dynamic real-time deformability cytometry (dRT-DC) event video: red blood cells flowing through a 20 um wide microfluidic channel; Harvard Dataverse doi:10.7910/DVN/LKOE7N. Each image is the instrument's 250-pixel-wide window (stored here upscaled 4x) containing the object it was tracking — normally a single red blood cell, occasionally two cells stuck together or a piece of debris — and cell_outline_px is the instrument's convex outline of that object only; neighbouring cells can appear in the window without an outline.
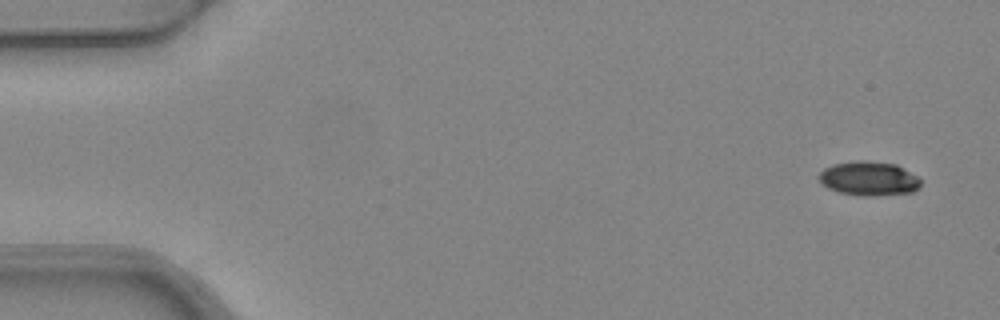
{"species": "common noctule bat (a hibernating species)", "species_latin": "Nyctalus noctula", "temperature_condition": "warm", "stored_images_in_passage": 5, "camera_frame_rate_fps": 3000, "um_per_image_px": 0.085, "animal": {"sex": "female", "body_mass_g": 24.6, "forearm_length_mm": 56.2}, "frame": {"image": 1, "passage_image": 1, "time_ms": 0.0, "image_size_px": [1000, 320], "cell_outline_px": [[920, 184], [912, 192], [868, 196], [864, 196], [840, 192], [828, 188], [816, 176], [824, 168], [836, 164], [864, 160], [896, 164], [916, 176], [920, 180]], "centroid_in_image_um": [73.83, 15.17], "position_along_channel_um": 11.2, "area_um2": 19.83}}
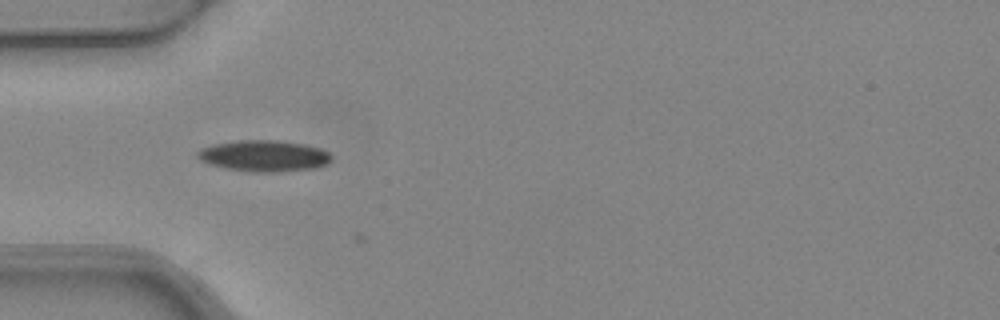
{"frame": {"image": 2, "passage_image": 4, "time_ms": 1.0, "image_size_px": [1000, 320], "cell_outline_px": [[332, 160], [328, 164], [316, 168], [280, 172], [252, 172], [228, 168], [208, 164], [200, 160], [196, 156], [196, 152], [200, 148], [212, 144], [240, 140], [276, 140], [304, 144], [320, 148], [328, 152], [332, 156]], "centroid_in_image_um": [22.44, 13.25], "position_along_channel_um": 62.6, "area_um2": 24.62}}